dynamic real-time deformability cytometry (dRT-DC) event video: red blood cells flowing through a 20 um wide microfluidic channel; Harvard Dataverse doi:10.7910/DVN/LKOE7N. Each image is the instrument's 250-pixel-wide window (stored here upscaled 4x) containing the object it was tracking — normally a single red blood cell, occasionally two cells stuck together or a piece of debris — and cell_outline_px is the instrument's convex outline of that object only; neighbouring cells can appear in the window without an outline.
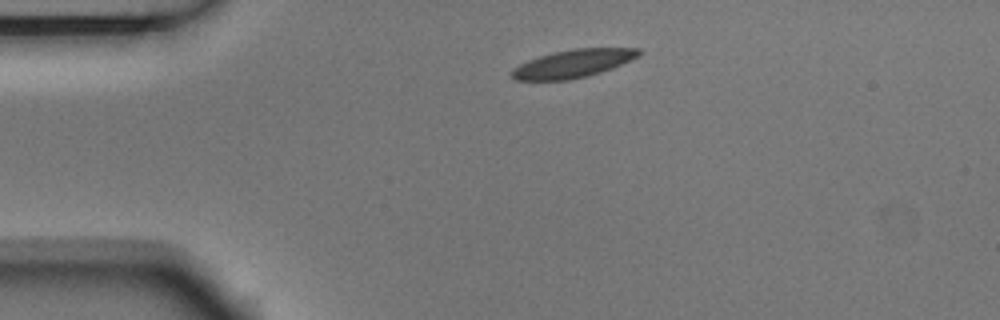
{"species": "Egyptian fruit bat (a non-hibernating species)", "species_latin": "Rousettus aegyptiacus", "temperature_condition": "room temperature", "stored_images_in_passage": 2, "camera_frame_rate_fps": 3000, "um_per_image_px": 0.085, "animal": {"sex": "male"}, "frame": {"image": 1, "passage_image": 1, "time_ms": 0.0, "image_size_px": [1000, 320], "cell_outline_px": [[644, 52], [640, 56], [612, 68], [588, 76], [568, 80], [516, 80], [512, 76], [512, 68], [528, 60], [552, 52], [576, 48], [640, 48]], "centroid_in_image_um": [48.75, 5.39], "position_along_channel_um": 36.2, "area_um2": 20.75}}